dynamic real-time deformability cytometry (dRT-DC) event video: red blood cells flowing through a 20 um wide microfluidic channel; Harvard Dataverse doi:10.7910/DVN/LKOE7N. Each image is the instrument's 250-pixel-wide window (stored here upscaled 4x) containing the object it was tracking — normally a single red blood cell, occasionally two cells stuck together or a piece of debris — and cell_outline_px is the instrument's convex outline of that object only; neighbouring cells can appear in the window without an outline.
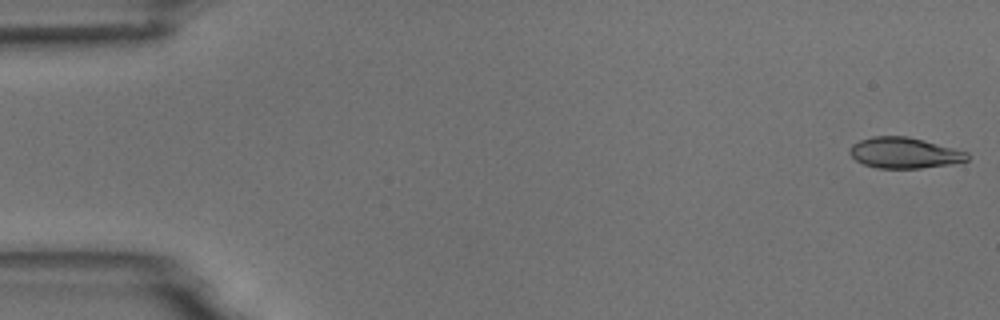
{"species": "common noctule bat (a hibernating species)", "species_latin": "Nyctalus noctula", "temperature_condition": "room temperature", "stored_images_in_passage": 4, "camera_frame_rate_fps": 3000, "um_per_image_px": 0.085, "animal": {"sex": "male", "body_mass_g": 18.8}, "frame": {"image": 1, "passage_image": 1, "time_ms": 0.0, "image_size_px": [1000, 320], "cell_outline_px": [[968, 160], [952, 164], [920, 168], [876, 168], [864, 164], [856, 160], [848, 152], [848, 148], [852, 144], [860, 140], [872, 136], [908, 136], [924, 140], [968, 152]], "centroid_in_image_um": [76.84, 12.99], "position_along_channel_um": 8.2, "area_um2": 21.15}}
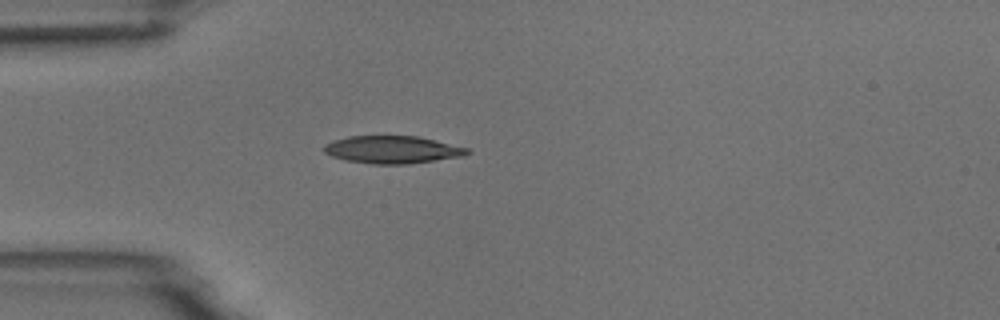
{"frame": {"image": 2, "passage_image": 4, "time_ms": 4.667, "image_size_px": [1000, 320], "cell_outline_px": [[472, 152], [464, 156], [408, 164], [372, 164], [344, 160], [332, 156], [324, 152], [324, 144], [332, 140], [348, 136], [416, 136], [468, 148]], "centroid_in_image_um": [33.33, 12.72], "position_along_channel_um": 51.7, "area_um2": 23.0}}